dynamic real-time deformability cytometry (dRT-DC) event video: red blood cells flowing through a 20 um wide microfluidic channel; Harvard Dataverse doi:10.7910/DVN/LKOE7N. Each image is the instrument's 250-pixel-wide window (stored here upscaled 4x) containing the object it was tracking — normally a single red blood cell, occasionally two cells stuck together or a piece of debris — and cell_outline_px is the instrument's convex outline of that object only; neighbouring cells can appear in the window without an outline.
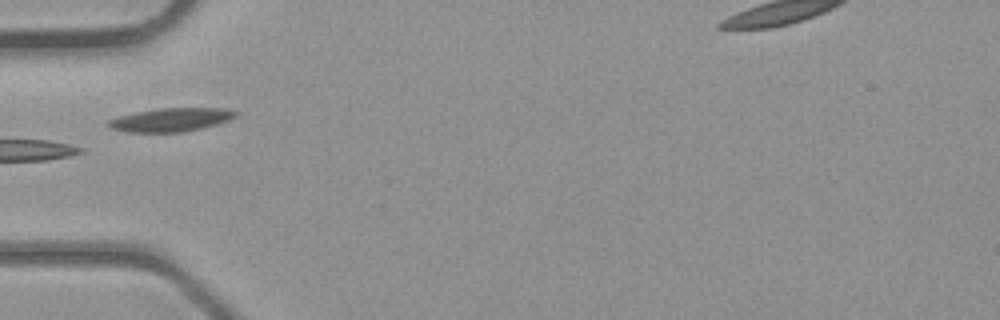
{"species": "common noctule bat (a hibernating species)", "species_latin": "Nyctalus noctula", "temperature_condition": "room temperature", "stored_images_in_passage": 2, "camera_frame_rate_fps": 3000, "um_per_image_px": 0.085, "animal": {"sex": "male", "body_mass_g": 23.1, "forearm_length_mm": 52.7}, "frame": {"image": 1, "passage_image": 2, "time_ms": 1.0, "image_size_px": [1000, 320], "cell_outline_px": [[236, 116], [228, 120], [216, 124], [184, 132], [128, 132], [112, 128], [108, 124], [108, 120], [120, 116], [136, 112], [156, 108], [228, 108], [236, 112]], "centroid_in_image_um": [14.54, 10.17], "position_along_channel_um": 70.5, "area_um2": 17.22}}